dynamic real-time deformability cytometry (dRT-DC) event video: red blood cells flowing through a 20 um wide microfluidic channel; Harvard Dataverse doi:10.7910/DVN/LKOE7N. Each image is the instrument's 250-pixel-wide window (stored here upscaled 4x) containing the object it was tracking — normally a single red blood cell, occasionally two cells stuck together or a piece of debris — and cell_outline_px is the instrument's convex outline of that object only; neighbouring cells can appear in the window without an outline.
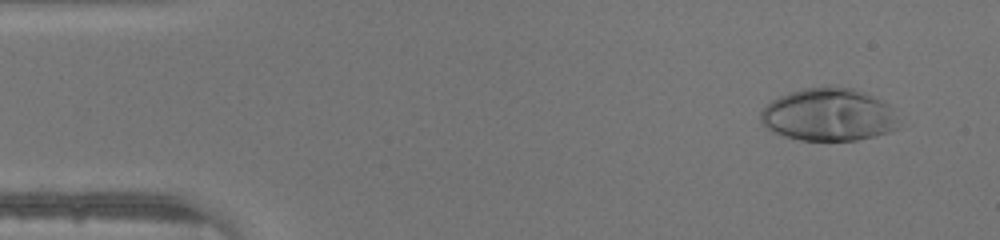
{"species": "human", "species_latin": "Homo sapiens", "temperature_condition": "warm", "stored_images_in_passage": 46, "camera_frame_rate_fps": 3000, "um_per_image_px": 0.085, "donor": {"sex": "male"}, "frame": {"image": 1, "passage_image": 4, "time_ms": 1.0, "image_size_px": [1000, 240], "cell_outline_px": [[900, 128], [888, 132], [856, 140], [800, 140], [784, 136], [768, 128], [760, 120], [760, 112], [772, 100], [788, 92], [804, 88], [828, 84], [852, 88], [872, 96], [888, 104]], "centroid_in_image_um": [70.41, 9.73], "position_along_channel_um": 14.6, "area_um2": 42.31}}
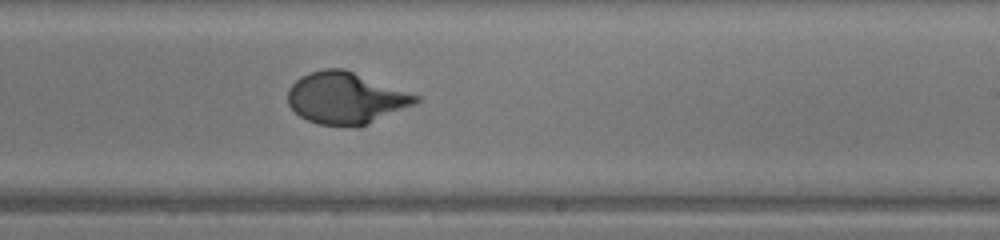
{"frame": {"image": 2, "passage_image": 28, "time_ms": 9.0, "image_size_px": [1000, 240], "cell_outline_px": [[420, 100], [416, 104], [368, 124], [316, 124], [300, 116], [288, 104], [288, 88], [300, 76], [324, 68], [344, 68], [420, 96]], "centroid_in_image_um": [29.4, 8.3], "position_along_channel_um": 259.6, "area_um2": 38.03}}
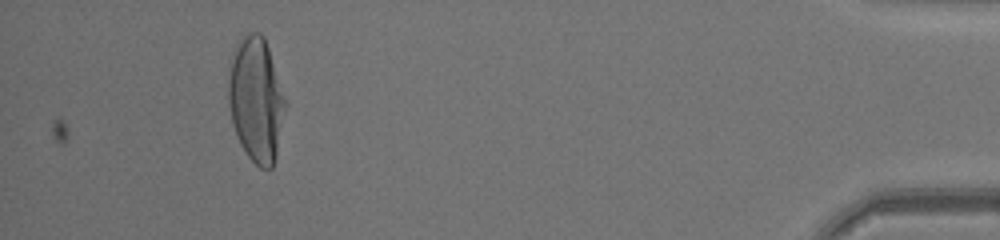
{"frame": {"image": 3, "passage_image": 43, "time_ms": 14.0, "image_size_px": [1000, 240], "cell_outline_px": [[288, 104], [276, 156], [272, 168], [260, 168], [248, 156], [240, 144], [232, 124], [228, 104], [228, 80], [232, 52], [240, 40], [248, 32], [260, 32], [264, 36], [288, 100]], "centroid_in_image_um": [21.8, 8.46], "position_along_channel_um": 413.4, "area_um2": 42.08}}